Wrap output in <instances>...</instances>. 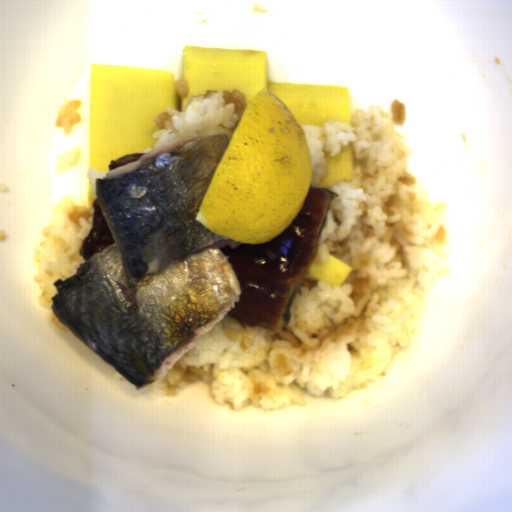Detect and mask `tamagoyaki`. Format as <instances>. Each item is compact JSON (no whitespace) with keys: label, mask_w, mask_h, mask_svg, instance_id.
I'll list each match as a JSON object with an SVG mask.
<instances>
[{"label":"tamagoyaki","mask_w":512,"mask_h":512,"mask_svg":"<svg viewBox=\"0 0 512 512\" xmlns=\"http://www.w3.org/2000/svg\"><path fill=\"white\" fill-rule=\"evenodd\" d=\"M181 77L189 94L179 97L172 72L107 63L90 65V168L108 172L112 161L145 153L158 139L155 117L181 109L189 98L213 90L239 91L249 105L264 87L291 112L302 130L337 120L351 125L346 86L270 82L266 51L184 46Z\"/></svg>","instance_id":"tamagoyaki-1"},{"label":"tamagoyaki","mask_w":512,"mask_h":512,"mask_svg":"<svg viewBox=\"0 0 512 512\" xmlns=\"http://www.w3.org/2000/svg\"><path fill=\"white\" fill-rule=\"evenodd\" d=\"M352 270L349 264L328 253L324 260L314 256L303 278L324 280L331 286H340Z\"/></svg>","instance_id":"tamagoyaki-2"},{"label":"tamagoyaki","mask_w":512,"mask_h":512,"mask_svg":"<svg viewBox=\"0 0 512 512\" xmlns=\"http://www.w3.org/2000/svg\"><path fill=\"white\" fill-rule=\"evenodd\" d=\"M326 177L314 189H327L328 191L339 181L353 178L355 158L351 146L341 148L336 156L326 158Z\"/></svg>","instance_id":"tamagoyaki-3"},{"label":"tamagoyaki","mask_w":512,"mask_h":512,"mask_svg":"<svg viewBox=\"0 0 512 512\" xmlns=\"http://www.w3.org/2000/svg\"><path fill=\"white\" fill-rule=\"evenodd\" d=\"M96 198H97V195H95L91 192L89 184L87 182L86 206L94 207V201Z\"/></svg>","instance_id":"tamagoyaki-4"}]
</instances>
